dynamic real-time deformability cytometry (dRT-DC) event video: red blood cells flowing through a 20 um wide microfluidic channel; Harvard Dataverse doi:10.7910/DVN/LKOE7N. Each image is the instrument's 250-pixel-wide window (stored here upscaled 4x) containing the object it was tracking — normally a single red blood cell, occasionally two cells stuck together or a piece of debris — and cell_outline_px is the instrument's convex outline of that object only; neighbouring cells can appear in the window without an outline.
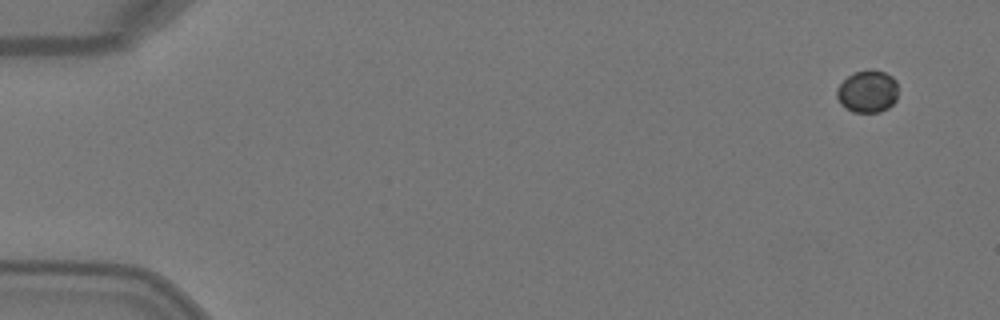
{"species": "Egyptian fruit bat (a non-hibernating species)", "species_latin": "Rousettus aegyptiacus", "temperature_condition": "warm", "stored_images_in_passage": 3, "camera_frame_rate_fps": 3000, "um_per_image_px": 0.085, "animal": {"sex": "female"}, "frame": {"image": 1, "passage_image": 1, "time_ms": 0.0, "image_size_px": [1000, 320], "cell_outline_px": [[896, 100], [888, 108], [880, 112], [852, 112], [844, 108], [840, 104], [836, 96], [836, 88], [848, 76], [856, 72], [884, 72], [892, 76], [896, 80]], "centroid_in_image_um": [73.71, 7.82], "position_along_channel_um": 11.3, "area_um2": 14.85}}